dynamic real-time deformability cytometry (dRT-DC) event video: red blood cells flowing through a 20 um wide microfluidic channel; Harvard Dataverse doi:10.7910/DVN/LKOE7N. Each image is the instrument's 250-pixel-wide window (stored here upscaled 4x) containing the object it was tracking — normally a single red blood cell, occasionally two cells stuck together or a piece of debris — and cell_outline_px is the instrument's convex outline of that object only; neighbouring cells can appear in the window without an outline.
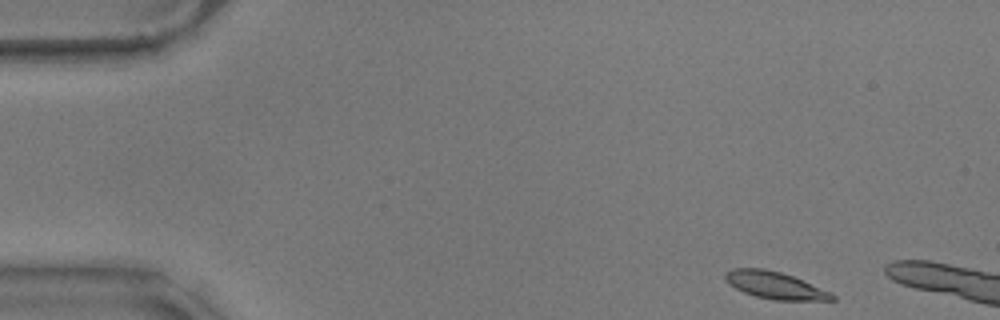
{"species": "common noctule bat (a hibernating species)", "species_latin": "Nyctalus noctula", "temperature_condition": "warm", "stored_images_in_passage": 13, "camera_frame_rate_fps": 3000, "um_per_image_px": 0.085, "animal": {"sex": "male", "body_mass_g": 17.9}, "frame": {"image": 1, "passage_image": 1, "time_ms": 0.0, "image_size_px": [1000, 320], "cell_outline_px": [[836, 300], [776, 300], [756, 296], [744, 292], [728, 284], [724, 280], [724, 272], [732, 268], [764, 268], [780, 272], [792, 276], [832, 292], [836, 296]], "centroid_in_image_um": [65.85, 24.24], "position_along_channel_um": 19.1, "area_um2": 16.94}}
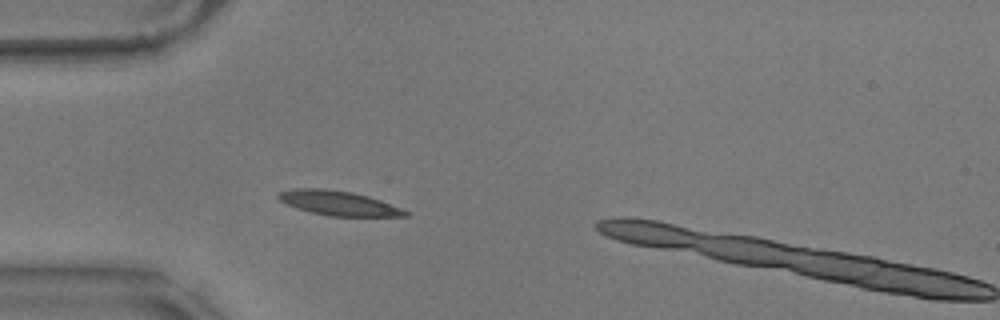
{"frame": {"image": 2, "passage_image": 12, "time_ms": 3.667, "image_size_px": [1000, 320], "cell_outline_px": [[408, 216], [328, 216], [296, 208], [280, 200], [276, 196], [280, 192], [292, 188], [324, 188], [352, 192], [368, 196], [380, 200], [400, 208], [408, 212]], "centroid_in_image_um": [28.74, 17.25], "position_along_channel_um": 56.3, "area_um2": 17.98}}